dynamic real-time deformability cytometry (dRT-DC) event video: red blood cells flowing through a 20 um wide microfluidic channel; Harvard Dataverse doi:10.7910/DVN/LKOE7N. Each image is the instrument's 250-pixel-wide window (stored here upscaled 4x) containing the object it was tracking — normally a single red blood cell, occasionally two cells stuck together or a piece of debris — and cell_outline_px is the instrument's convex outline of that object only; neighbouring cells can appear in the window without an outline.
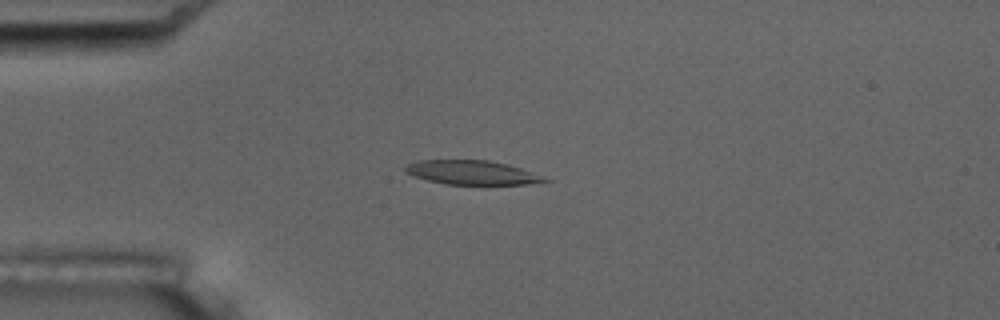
{"species": "common noctule bat (a hibernating species)", "species_latin": "Nyctalus noctula", "temperature_condition": "room temperature", "stored_images_in_passage": 8, "camera_frame_rate_fps": 3000, "um_per_image_px": 0.085, "animal": {"sex": "male", "body_mass_g": 17.5, "forearm_length_mm": 52.3}, "frame": {"image": 1, "passage_image": 4, "time_ms": 3.333, "image_size_px": [1000, 320], "cell_outline_px": [[552, 180], [528, 184], [444, 184], [428, 180], [404, 172], [404, 168], [408, 164], [420, 160], [488, 160], [508, 164], [520, 168]], "centroid_in_image_um": [40.1, 14.66], "position_along_channel_um": 44.9, "area_um2": 19.31}}
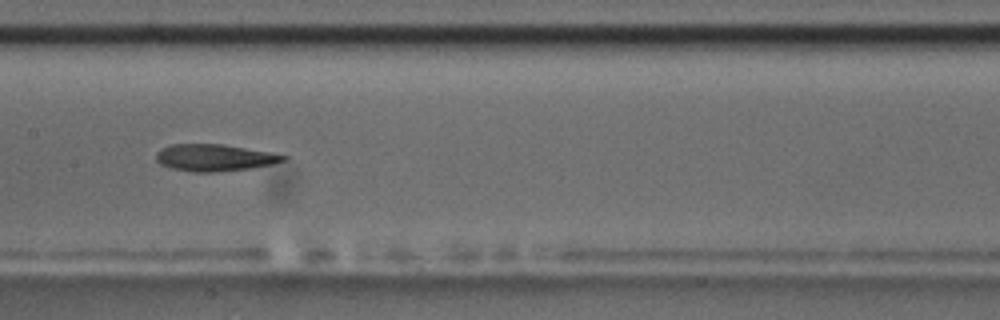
{"frame": {"image": 2, "passage_image": 8, "time_ms": 8.0, "image_size_px": [1000, 320], "cell_outline_px": [[288, 160], [272, 164], [252, 168], [212, 172], [192, 172], [172, 168], [160, 164], [156, 160], [156, 152], [160, 148], [168, 144], [220, 144], [272, 152], [288, 156]], "centroid_in_image_um": [18.23, 13.39], "position_along_channel_um": 189.2, "area_um2": 20.06}}